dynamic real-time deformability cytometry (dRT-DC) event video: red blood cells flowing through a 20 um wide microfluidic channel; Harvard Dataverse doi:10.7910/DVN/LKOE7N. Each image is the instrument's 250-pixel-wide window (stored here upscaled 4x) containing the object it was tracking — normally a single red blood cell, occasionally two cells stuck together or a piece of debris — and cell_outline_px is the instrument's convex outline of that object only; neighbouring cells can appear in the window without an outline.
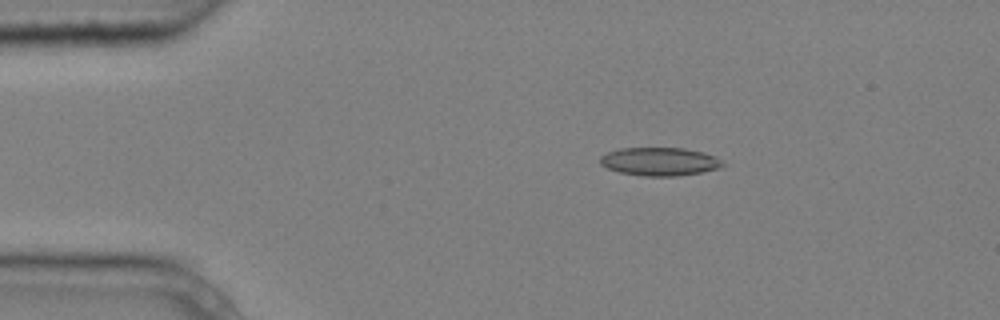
{"species": "common noctule bat (a hibernating species)", "species_latin": "Nyctalus noctula", "temperature_condition": "cold", "stored_images_in_passage": 7, "camera_frame_rate_fps": 3000, "um_per_image_px": 0.085, "animal": {"sex": "male", "body_mass_g": 20.4}, "frame": {"image": 1, "passage_image": 2, "time_ms": 0.333, "image_size_px": [1000, 320], "cell_outline_px": [[724, 164], [720, 168], [700, 172], [676, 176], [640, 176], [620, 172], [608, 168], [600, 164], [600, 156], [608, 152], [620, 148], [684, 148], [704, 152], [716, 156]], "centroid_in_image_um": [56.07, 13.73], "position_along_channel_um": 28.9, "area_um2": 20.17}}
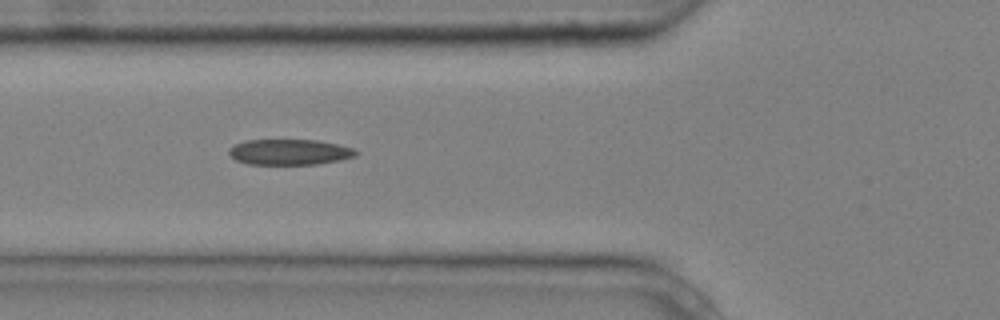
{"frame": {"image": 2, "passage_image": 5, "time_ms": 1.333, "image_size_px": [1000, 320], "cell_outline_px": [[360, 152], [356, 156], [340, 160], [316, 164], [248, 164], [236, 160], [228, 152], [228, 148], [236, 144], [248, 140], [316, 140], [336, 144], [352, 148]], "centroid_in_image_um": [24.62, 12.92], "position_along_channel_um": 101.2, "area_um2": 18.84}}
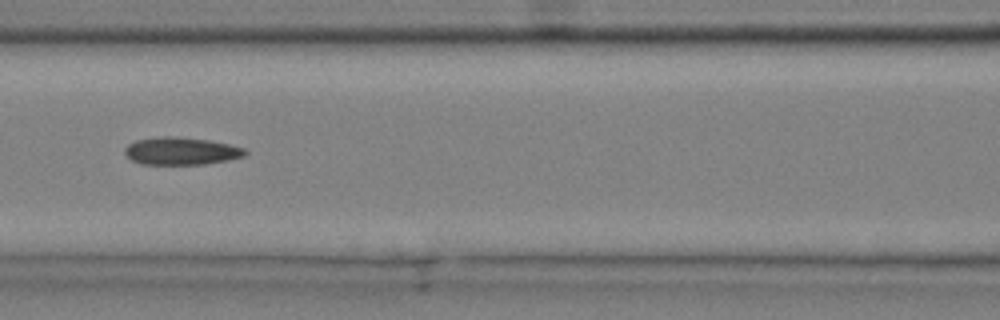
{"frame": {"image": 3, "passage_image": 6, "time_ms": 1.667, "image_size_px": [1000, 320], "cell_outline_px": [[248, 152], [244, 156], [228, 160], [204, 164], [140, 164], [132, 160], [124, 152], [124, 148], [128, 144], [136, 140], [160, 136], [172, 136], [208, 140], [228, 144], [244, 148]], "centroid_in_image_um": [15.38, 12.84], "position_along_channel_um": 151.2, "area_um2": 19.25}}